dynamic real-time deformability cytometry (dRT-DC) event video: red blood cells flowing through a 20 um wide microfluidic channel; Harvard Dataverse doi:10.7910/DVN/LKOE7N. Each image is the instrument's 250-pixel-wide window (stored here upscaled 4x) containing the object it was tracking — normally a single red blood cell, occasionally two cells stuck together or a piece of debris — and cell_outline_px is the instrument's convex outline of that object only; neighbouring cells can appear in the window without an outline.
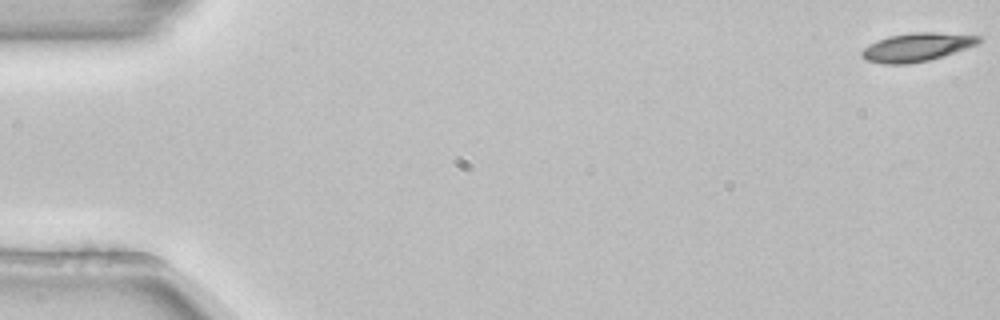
{"species": "common noctule bat (a hibernating species)", "species_latin": "Nyctalus noctula", "temperature_condition": "room temperature", "stored_images_in_passage": 54, "camera_frame_rate_fps": 3000, "um_per_image_px": 0.085, "animal": {"sex": "female", "body_mass_g": 22.7, "forearm_length_mm": 54.2}, "frame": {"image": 1, "passage_image": 1, "time_ms": 0.0, "image_size_px": [1000, 320], "cell_outline_px": [[980, 40], [976, 44], [928, 60], [908, 64], [884, 64], [864, 60], [860, 56], [860, 52], [868, 44], [876, 40], [888, 36], [912, 32], [936, 32], [980, 36]], "centroid_in_image_um": [77.81, 4.0], "position_along_channel_um": 7.2, "area_um2": 19.19}}
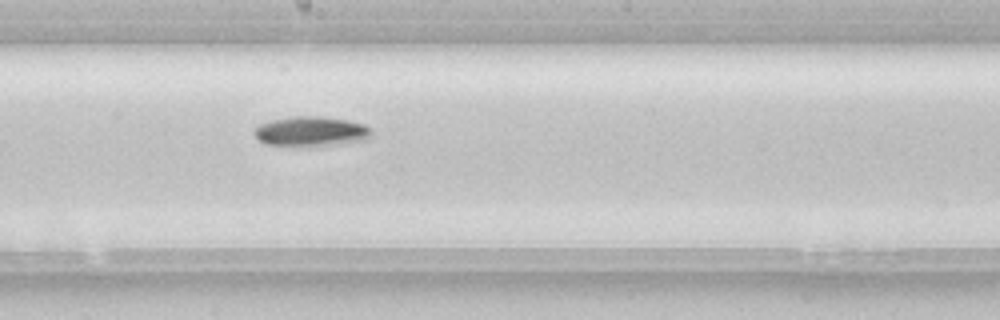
{"frame": {"image": 2, "passage_image": 30, "time_ms": 9.667, "image_size_px": [1000, 320], "cell_outline_px": [[372, 136], [364, 140], [332, 144], [264, 144], [252, 132], [260, 124], [272, 120], [292, 116], [320, 116], [348, 120], [364, 124], [372, 128]], "centroid_in_image_um": [26.47, 11.13], "position_along_channel_um": 221.7, "area_um2": 19.77}}
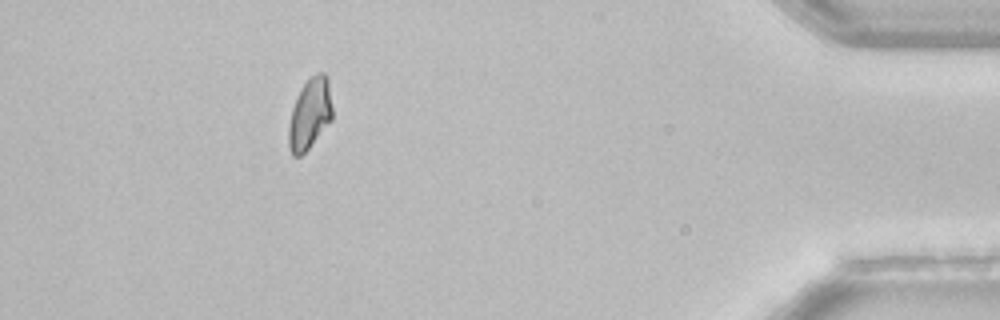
{"frame": {"image": 3, "passage_image": 49, "time_ms": 16.0, "image_size_px": [1000, 320], "cell_outline_px": [[332, 120], [308, 148], [300, 156], [292, 156], [288, 144], [288, 128], [292, 108], [296, 96], [300, 88], [308, 76], [316, 72], [324, 72], [328, 76], [332, 108]], "centroid_in_image_um": [26.33, 9.61], "position_along_channel_um": 408.9, "area_um2": 18.38}, "authors_computed_cell_mechanics": {"area_um2": 19.2185, "velocity_mm_per_s": 3.8391, "shape_relaxation_time_tau1_ms": 2.3254, "shape_relaxation_time_tau2_ms": null, "deformation_change_tau1": 0.1008, "deformation_change_tau2": null}}